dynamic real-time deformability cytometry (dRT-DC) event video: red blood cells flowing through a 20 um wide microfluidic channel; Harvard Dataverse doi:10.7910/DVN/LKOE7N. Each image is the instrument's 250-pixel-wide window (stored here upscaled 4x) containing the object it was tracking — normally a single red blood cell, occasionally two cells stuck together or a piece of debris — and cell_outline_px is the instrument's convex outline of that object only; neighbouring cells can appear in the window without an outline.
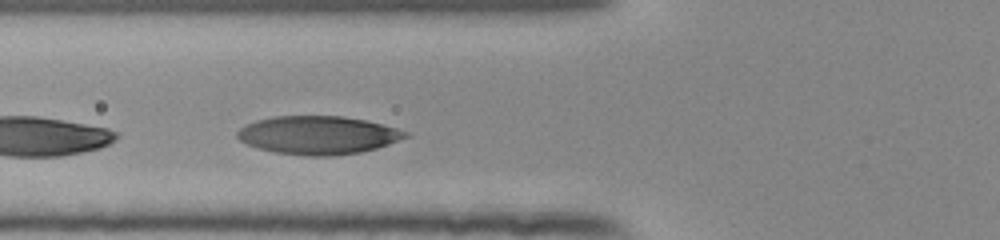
{"species": "human", "species_latin": "Homo sapiens", "temperature_condition": "room temperature", "stored_images_in_passage": 13, "camera_frame_rate_fps": 3000, "um_per_image_px": 0.085, "donor": {"sex": "female"}, "frame": {"image": 1, "passage_image": 3, "time_ms": 0.667, "image_size_px": [1000, 240], "cell_outline_px": [[412, 136], [376, 148], [360, 152], [336, 156], [308, 156], [272, 152], [248, 144], [240, 140], [236, 136], [236, 132], [244, 124], [256, 120], [276, 116], [344, 116], [364, 120], [396, 128], [408, 132]], "centroid_in_image_um": [27.03, 11.49], "position_along_channel_um": 98.8, "area_um2": 37.57}}
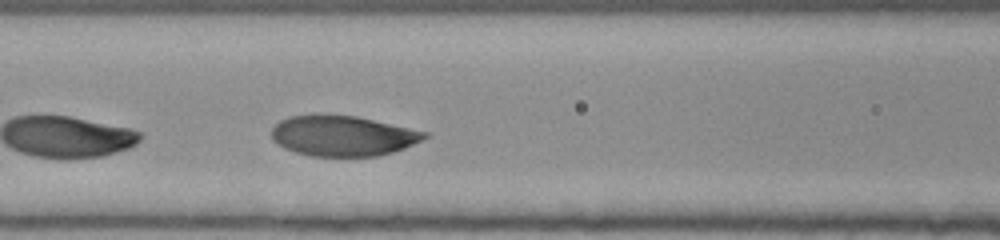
{"frame": {"image": 2, "passage_image": 6, "time_ms": 1.667, "image_size_px": [1000, 240], "cell_outline_px": [[432, 132], [428, 136], [404, 148], [392, 152], [376, 156], [312, 156], [296, 152], [284, 148], [276, 144], [272, 140], [272, 128], [280, 120], [288, 116], [316, 112], [320, 112], [356, 116]], "centroid_in_image_um": [29.1, 11.5], "position_along_channel_um": 137.5, "area_um2": 36.76}}
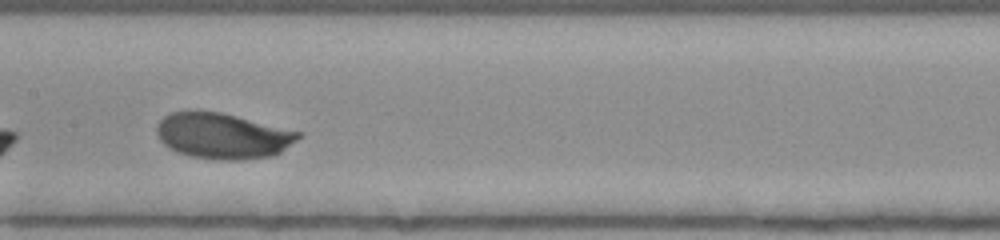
{"frame": {"image": 3, "passage_image": 10, "time_ms": 3.0, "image_size_px": [1000, 240], "cell_outline_px": [[304, 136], [280, 152], [272, 156], [240, 160], [212, 160], [192, 156], [176, 152], [168, 148], [160, 140], [156, 132], [156, 124], [164, 116], [172, 112], [196, 108], [220, 112], [304, 132]], "centroid_in_image_um": [18.92, 11.53], "position_along_channel_um": 188.5, "area_um2": 38.61}}